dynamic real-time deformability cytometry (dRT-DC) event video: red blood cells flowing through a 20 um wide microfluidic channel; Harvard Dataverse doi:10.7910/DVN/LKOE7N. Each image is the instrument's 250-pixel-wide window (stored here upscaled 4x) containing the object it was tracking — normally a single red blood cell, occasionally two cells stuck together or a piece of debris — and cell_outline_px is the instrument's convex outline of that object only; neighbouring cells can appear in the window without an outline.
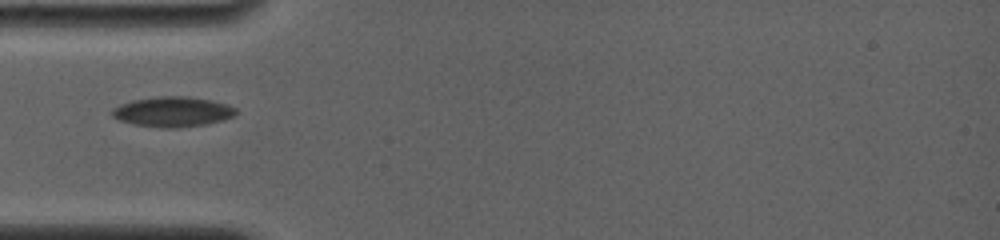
{"species": "common noctule bat (a hibernating species)", "species_latin": "Nyctalus noctula", "temperature_condition": "room temperature", "stored_images_in_passage": 2, "camera_frame_rate_fps": 4000, "um_per_image_px": 0.085, "animal": {"sex": "female", "body_mass_g": 19.0, "forearm_length_mm": 56.7}, "frame": {"image": 1, "passage_image": 1, "time_ms": 0.0, "image_size_px": [1000, 240], "cell_outline_px": [[236, 112], [232, 116], [224, 120], [204, 124], [180, 128], [160, 128], [136, 124], [120, 120], [112, 116], [112, 108], [120, 104], [132, 100], [156, 96], [188, 96], [212, 100], [228, 104], [236, 108]], "centroid_in_image_um": [14.68, 9.49], "position_along_channel_um": 70.3, "area_um2": 21.79}}